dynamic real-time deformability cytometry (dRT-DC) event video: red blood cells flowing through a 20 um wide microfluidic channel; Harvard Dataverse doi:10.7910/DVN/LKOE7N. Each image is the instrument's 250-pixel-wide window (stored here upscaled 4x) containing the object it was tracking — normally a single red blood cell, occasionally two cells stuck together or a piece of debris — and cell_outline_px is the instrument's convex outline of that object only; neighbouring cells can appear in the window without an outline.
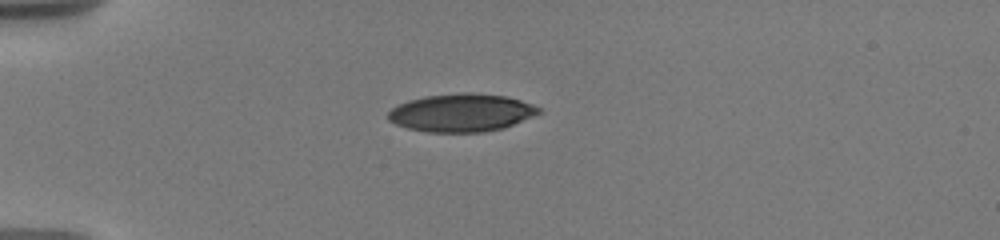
{"species": "human", "species_latin": "Homo sapiens", "temperature_condition": "warm", "stored_images_in_passage": 41, "camera_frame_rate_fps": 3000, "um_per_image_px": 0.085, "donor": {"sex": "male"}, "frame": {"image": 1, "passage_image": 1, "time_ms": 0.0, "image_size_px": [1000, 240], "cell_outline_px": [[540, 112], [532, 116], [504, 128], [484, 132], [428, 132], [408, 128], [396, 124], [388, 120], [388, 112], [396, 104], [408, 100], [424, 96], [460, 92], [472, 92], [508, 96], [532, 104], [540, 108]], "centroid_in_image_um": [39.19, 9.57], "position_along_channel_um": 45.8, "area_um2": 33.47}}
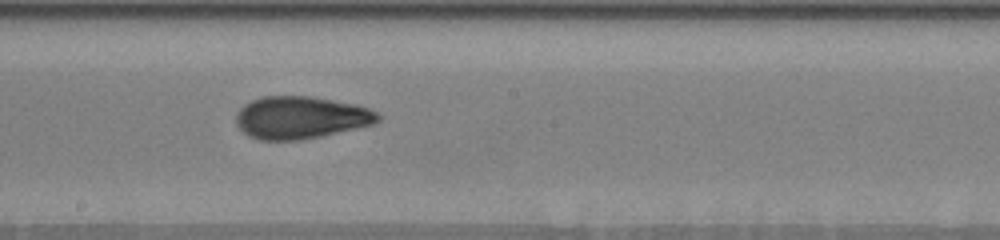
{"frame": {"image": 2, "passage_image": 18, "time_ms": 5.667, "image_size_px": [1000, 240], "cell_outline_px": [[384, 116], [380, 120], [372, 124], [320, 136], [300, 140], [260, 140], [248, 136], [236, 124], [236, 112], [244, 104], [252, 100], [264, 96], [312, 96], [356, 104], [380, 112]], "centroid_in_image_um": [25.57, 9.98], "position_along_channel_um": 222.6, "area_um2": 35.2}}
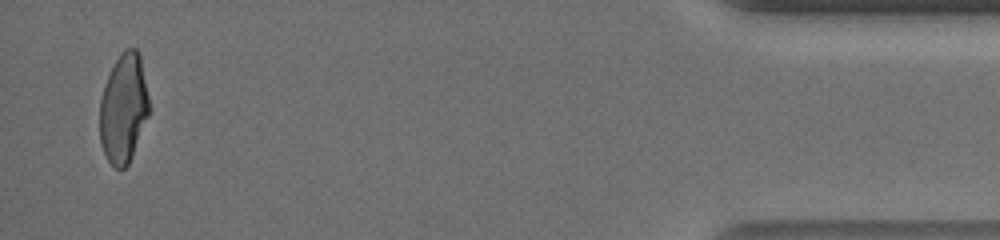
{"frame": {"image": 3, "passage_image": 40, "time_ms": 13.0, "image_size_px": [1000, 240], "cell_outline_px": [[148, 116], [132, 156], [128, 164], [124, 168], [116, 168], [108, 160], [100, 144], [100, 100], [104, 84], [116, 60], [124, 48], [136, 48], [140, 52], [148, 96]], "centroid_in_image_um": [10.5, 9.19], "position_along_channel_um": 424.7, "area_um2": 31.21}, "authors_computed_cell_mechanics": {"area_um2": 33.813, "velocity_mm_per_s": 3.6788, "shape_relaxation_time_tau1_ms": 9.1602, "shape_relaxation_time_tau2_ms": 0.9433, "deformation_change_tau1": 0.2613, "deformation_change_tau2": 0.0702}}